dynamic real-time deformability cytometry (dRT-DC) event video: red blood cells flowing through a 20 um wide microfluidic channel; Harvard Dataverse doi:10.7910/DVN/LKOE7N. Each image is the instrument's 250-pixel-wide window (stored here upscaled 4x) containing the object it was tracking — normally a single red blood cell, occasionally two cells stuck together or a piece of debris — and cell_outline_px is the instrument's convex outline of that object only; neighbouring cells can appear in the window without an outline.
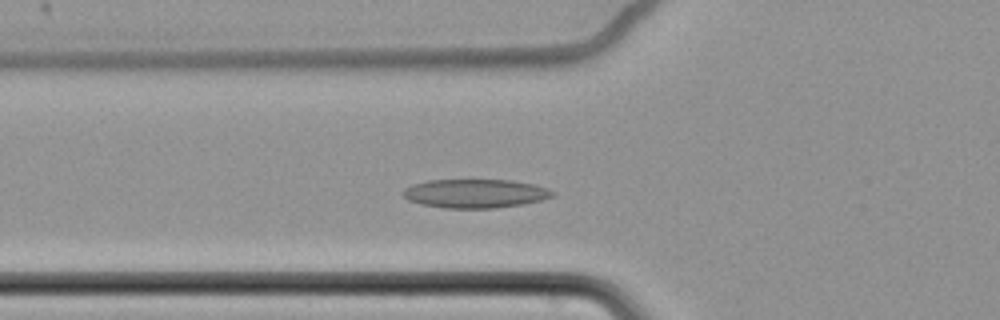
{"species": "common noctule bat (a hibernating species)", "species_latin": "Nyctalus noctula", "temperature_condition": "cold", "stored_images_in_passage": 56, "camera_frame_rate_fps": 3000, "um_per_image_px": 0.085, "animal": {"sex": "female", "body_mass_g": 22.7, "forearm_length_mm": 54.2}, "frame": {"image": 1, "passage_image": 18, "time_ms": 5.667, "image_size_px": [1000, 320], "cell_outline_px": [[556, 196], [540, 200], [520, 204], [492, 208], [444, 208], [420, 204], [408, 200], [400, 192], [404, 188], [412, 184], [428, 180], [512, 180], [532, 184], [556, 192]], "centroid_in_image_um": [40.34, 16.44], "position_along_channel_um": 85.5, "area_um2": 25.03}}
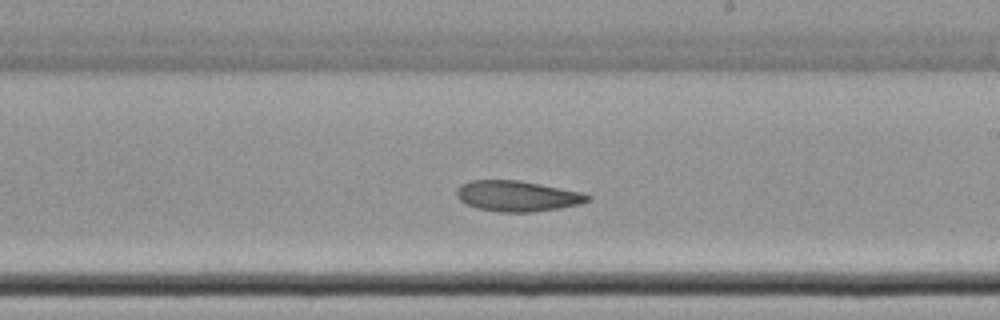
{"frame": {"image": 2, "passage_image": 32, "time_ms": 10.333, "image_size_px": [1000, 320], "cell_outline_px": [[592, 196], [588, 200], [580, 204], [560, 208], [532, 212], [500, 212], [476, 208], [460, 200], [456, 196], [456, 188], [460, 184], [472, 180], [516, 180], [540, 184], [580, 192]], "centroid_in_image_um": [43.93, 16.66], "position_along_channel_um": 245.1, "area_um2": 23.29}}
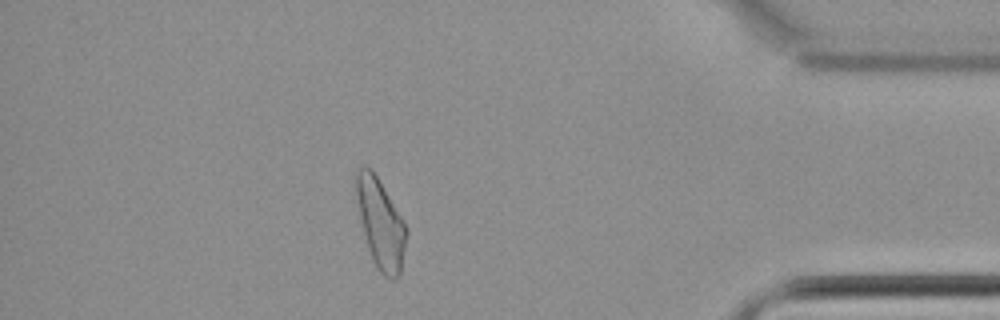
{"frame": {"image": 3, "passage_image": 49, "time_ms": 16.0, "image_size_px": [1000, 320], "cell_outline_px": [[408, 232], [400, 276], [396, 280], [392, 280], [384, 276], [376, 268], [372, 260], [368, 248], [360, 216], [352, 180], [352, 176], [356, 164], [364, 164], [376, 176], [400, 216]], "centroid_in_image_um": [32.3, 18.97], "position_along_channel_um": 402.9, "area_um2": 26.36}}